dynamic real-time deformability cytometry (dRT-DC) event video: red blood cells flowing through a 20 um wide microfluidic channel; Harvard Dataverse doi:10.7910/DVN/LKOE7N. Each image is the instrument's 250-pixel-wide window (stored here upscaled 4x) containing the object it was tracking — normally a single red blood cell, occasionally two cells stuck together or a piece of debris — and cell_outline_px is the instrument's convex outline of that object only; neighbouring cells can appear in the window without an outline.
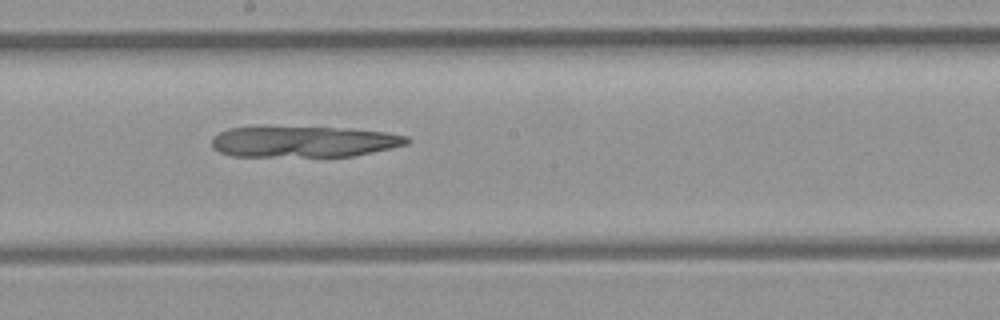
{"species": "common noctule bat (a hibernating species)", "species_latin": "Nyctalus noctula", "temperature_condition": "room temperature", "stored_images_in_passage": 6, "camera_frame_rate_fps": 3000, "um_per_image_px": 0.085, "animal": {"sex": "female", "body_mass_g": 21.9}, "frame": {"image": 1, "passage_image": 6, "time_ms": 7.0, "image_size_px": [1000, 320], "cell_outline_px": [[412, 140], [408, 144], [352, 156], [232, 156], [220, 152], [212, 148], [212, 136], [228, 128], [256, 124], [260, 124], [352, 128], [384, 132], [408, 136]], "centroid_in_image_um": [25.73, 11.99], "position_along_channel_um": 222.5, "area_um2": 36.7}}